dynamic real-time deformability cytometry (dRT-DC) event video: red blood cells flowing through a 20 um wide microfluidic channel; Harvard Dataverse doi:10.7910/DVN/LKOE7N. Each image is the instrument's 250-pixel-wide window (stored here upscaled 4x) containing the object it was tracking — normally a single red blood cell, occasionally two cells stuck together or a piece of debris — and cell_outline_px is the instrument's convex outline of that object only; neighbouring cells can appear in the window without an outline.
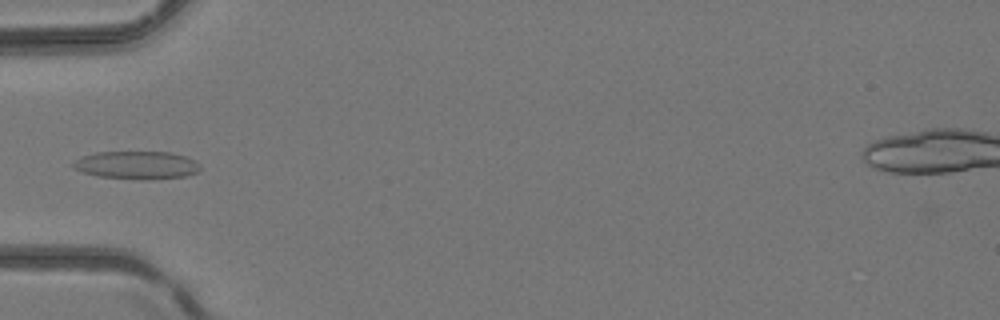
{"species": "common noctule bat (a hibernating species)", "species_latin": "Nyctalus noctula", "temperature_condition": "room temperature", "stored_images_in_passage": 3, "camera_frame_rate_fps": 3000, "um_per_image_px": 0.085, "animal": {"sex": "female", "body_mass_g": 24.6, "forearm_length_mm": 56.2}, "frame": {"image": 1, "passage_image": 3, "time_ms": 0.667, "image_size_px": [1000, 320], "cell_outline_px": [[200, 168], [196, 172], [184, 176], [140, 180], [96, 176], [72, 168], [72, 164], [80, 156], [96, 152], [168, 152], [184, 156], [200, 164]], "centroid_in_image_um": [11.56, 14.03], "position_along_channel_um": 73.4, "area_um2": 20.58}}